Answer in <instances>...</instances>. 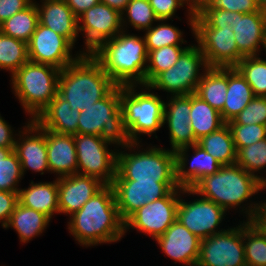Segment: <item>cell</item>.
<instances>
[{
	"label": "cell",
	"mask_w": 266,
	"mask_h": 266,
	"mask_svg": "<svg viewBox=\"0 0 266 266\" xmlns=\"http://www.w3.org/2000/svg\"><path fill=\"white\" fill-rule=\"evenodd\" d=\"M266 189V185L256 176L248 173L237 164L224 165L213 175L203 177L193 188H185V193L197 195L212 200L226 212L236 207L244 211L246 221H253L261 203L243 202L250 200L253 195ZM249 205V206H248ZM245 208V209H244Z\"/></svg>",
	"instance_id": "1"
},
{
	"label": "cell",
	"mask_w": 266,
	"mask_h": 266,
	"mask_svg": "<svg viewBox=\"0 0 266 266\" xmlns=\"http://www.w3.org/2000/svg\"><path fill=\"white\" fill-rule=\"evenodd\" d=\"M69 220V232L83 247L117 242L125 235L111 185H105Z\"/></svg>",
	"instance_id": "2"
},
{
	"label": "cell",
	"mask_w": 266,
	"mask_h": 266,
	"mask_svg": "<svg viewBox=\"0 0 266 266\" xmlns=\"http://www.w3.org/2000/svg\"><path fill=\"white\" fill-rule=\"evenodd\" d=\"M91 55L117 86L145 85L148 52L144 36L122 30Z\"/></svg>",
	"instance_id": "3"
},
{
	"label": "cell",
	"mask_w": 266,
	"mask_h": 266,
	"mask_svg": "<svg viewBox=\"0 0 266 266\" xmlns=\"http://www.w3.org/2000/svg\"><path fill=\"white\" fill-rule=\"evenodd\" d=\"M117 85L91 55L82 54L61 70L58 94L71 109L83 111L106 97Z\"/></svg>",
	"instance_id": "4"
},
{
	"label": "cell",
	"mask_w": 266,
	"mask_h": 266,
	"mask_svg": "<svg viewBox=\"0 0 266 266\" xmlns=\"http://www.w3.org/2000/svg\"><path fill=\"white\" fill-rule=\"evenodd\" d=\"M139 144L140 142H131L124 147L131 149L128 153L117 151L116 176L113 180L176 182L175 152L158 146L140 151L142 145Z\"/></svg>",
	"instance_id": "5"
},
{
	"label": "cell",
	"mask_w": 266,
	"mask_h": 266,
	"mask_svg": "<svg viewBox=\"0 0 266 266\" xmlns=\"http://www.w3.org/2000/svg\"><path fill=\"white\" fill-rule=\"evenodd\" d=\"M60 72L51 65L28 61L11 76L13 93L30 120H35L58 94Z\"/></svg>",
	"instance_id": "6"
},
{
	"label": "cell",
	"mask_w": 266,
	"mask_h": 266,
	"mask_svg": "<svg viewBox=\"0 0 266 266\" xmlns=\"http://www.w3.org/2000/svg\"><path fill=\"white\" fill-rule=\"evenodd\" d=\"M136 87L120 86L122 114L131 142H141L140 135L148 134L150 137L164 125V100L160 95L151 93L149 86L140 85V92H136Z\"/></svg>",
	"instance_id": "7"
},
{
	"label": "cell",
	"mask_w": 266,
	"mask_h": 266,
	"mask_svg": "<svg viewBox=\"0 0 266 266\" xmlns=\"http://www.w3.org/2000/svg\"><path fill=\"white\" fill-rule=\"evenodd\" d=\"M78 133L99 135L104 141L122 146L131 143L123 119L120 86L106 97L79 112Z\"/></svg>",
	"instance_id": "8"
},
{
	"label": "cell",
	"mask_w": 266,
	"mask_h": 266,
	"mask_svg": "<svg viewBox=\"0 0 266 266\" xmlns=\"http://www.w3.org/2000/svg\"><path fill=\"white\" fill-rule=\"evenodd\" d=\"M207 68L209 66L199 47L195 44L189 45L172 67L159 73L147 86L151 90L166 91L172 96L189 95L195 93ZM202 69L203 73H200Z\"/></svg>",
	"instance_id": "9"
},
{
	"label": "cell",
	"mask_w": 266,
	"mask_h": 266,
	"mask_svg": "<svg viewBox=\"0 0 266 266\" xmlns=\"http://www.w3.org/2000/svg\"><path fill=\"white\" fill-rule=\"evenodd\" d=\"M193 34L209 67H235L245 57L238 50L230 26L209 27L195 14Z\"/></svg>",
	"instance_id": "10"
},
{
	"label": "cell",
	"mask_w": 266,
	"mask_h": 266,
	"mask_svg": "<svg viewBox=\"0 0 266 266\" xmlns=\"http://www.w3.org/2000/svg\"><path fill=\"white\" fill-rule=\"evenodd\" d=\"M77 174L92 176L105 185H111L116 176L117 151L109 150L99 135L75 134Z\"/></svg>",
	"instance_id": "11"
},
{
	"label": "cell",
	"mask_w": 266,
	"mask_h": 266,
	"mask_svg": "<svg viewBox=\"0 0 266 266\" xmlns=\"http://www.w3.org/2000/svg\"><path fill=\"white\" fill-rule=\"evenodd\" d=\"M196 266H246L243 223L202 239Z\"/></svg>",
	"instance_id": "12"
},
{
	"label": "cell",
	"mask_w": 266,
	"mask_h": 266,
	"mask_svg": "<svg viewBox=\"0 0 266 266\" xmlns=\"http://www.w3.org/2000/svg\"><path fill=\"white\" fill-rule=\"evenodd\" d=\"M180 194H186L185 188L172 190L166 197L139 208L124 222L125 233L127 229L135 228L154 240L163 235L177 218Z\"/></svg>",
	"instance_id": "13"
},
{
	"label": "cell",
	"mask_w": 266,
	"mask_h": 266,
	"mask_svg": "<svg viewBox=\"0 0 266 266\" xmlns=\"http://www.w3.org/2000/svg\"><path fill=\"white\" fill-rule=\"evenodd\" d=\"M111 186L119 215L124 222L142 206L166 197L172 190L179 188L177 182L137 180H113Z\"/></svg>",
	"instance_id": "14"
},
{
	"label": "cell",
	"mask_w": 266,
	"mask_h": 266,
	"mask_svg": "<svg viewBox=\"0 0 266 266\" xmlns=\"http://www.w3.org/2000/svg\"><path fill=\"white\" fill-rule=\"evenodd\" d=\"M28 47L29 61L47 64L60 70L75 62L82 52L72 56L74 45L64 36L38 23L32 34Z\"/></svg>",
	"instance_id": "15"
},
{
	"label": "cell",
	"mask_w": 266,
	"mask_h": 266,
	"mask_svg": "<svg viewBox=\"0 0 266 266\" xmlns=\"http://www.w3.org/2000/svg\"><path fill=\"white\" fill-rule=\"evenodd\" d=\"M122 30L121 13L99 2L78 17V31L81 34L83 32L85 38V50L81 51L82 54H91Z\"/></svg>",
	"instance_id": "16"
},
{
	"label": "cell",
	"mask_w": 266,
	"mask_h": 266,
	"mask_svg": "<svg viewBox=\"0 0 266 266\" xmlns=\"http://www.w3.org/2000/svg\"><path fill=\"white\" fill-rule=\"evenodd\" d=\"M181 196L180 194L176 220L191 233L202 240L226 230H218L226 216V211L221 206L203 197L187 202Z\"/></svg>",
	"instance_id": "17"
},
{
	"label": "cell",
	"mask_w": 266,
	"mask_h": 266,
	"mask_svg": "<svg viewBox=\"0 0 266 266\" xmlns=\"http://www.w3.org/2000/svg\"><path fill=\"white\" fill-rule=\"evenodd\" d=\"M19 136L15 142L14 151L21 163L22 174L26 170L40 172H50L47 159V145L45 129H43L35 120H29L23 131H18ZM30 134V135H29Z\"/></svg>",
	"instance_id": "18"
},
{
	"label": "cell",
	"mask_w": 266,
	"mask_h": 266,
	"mask_svg": "<svg viewBox=\"0 0 266 266\" xmlns=\"http://www.w3.org/2000/svg\"><path fill=\"white\" fill-rule=\"evenodd\" d=\"M169 98L164 104L163 124L168 125L171 150L175 152L196 144L198 140L190 126L191 94Z\"/></svg>",
	"instance_id": "19"
},
{
	"label": "cell",
	"mask_w": 266,
	"mask_h": 266,
	"mask_svg": "<svg viewBox=\"0 0 266 266\" xmlns=\"http://www.w3.org/2000/svg\"><path fill=\"white\" fill-rule=\"evenodd\" d=\"M194 150L188 166L189 149ZM176 182L179 187L193 188L203 177L213 175L222 166L197 143L175 151Z\"/></svg>",
	"instance_id": "20"
},
{
	"label": "cell",
	"mask_w": 266,
	"mask_h": 266,
	"mask_svg": "<svg viewBox=\"0 0 266 266\" xmlns=\"http://www.w3.org/2000/svg\"><path fill=\"white\" fill-rule=\"evenodd\" d=\"M105 186L99 179L92 176L73 174L58 178L59 214L77 212L88 200Z\"/></svg>",
	"instance_id": "21"
},
{
	"label": "cell",
	"mask_w": 266,
	"mask_h": 266,
	"mask_svg": "<svg viewBox=\"0 0 266 266\" xmlns=\"http://www.w3.org/2000/svg\"><path fill=\"white\" fill-rule=\"evenodd\" d=\"M155 241L164 254L186 266H196L201 239L191 233L178 220H175L163 235Z\"/></svg>",
	"instance_id": "22"
},
{
	"label": "cell",
	"mask_w": 266,
	"mask_h": 266,
	"mask_svg": "<svg viewBox=\"0 0 266 266\" xmlns=\"http://www.w3.org/2000/svg\"><path fill=\"white\" fill-rule=\"evenodd\" d=\"M231 29L234 32L238 50L244 56L259 55L261 47L266 51V11L252 13L234 12Z\"/></svg>",
	"instance_id": "23"
},
{
	"label": "cell",
	"mask_w": 266,
	"mask_h": 266,
	"mask_svg": "<svg viewBox=\"0 0 266 266\" xmlns=\"http://www.w3.org/2000/svg\"><path fill=\"white\" fill-rule=\"evenodd\" d=\"M36 3L39 23L67 38L73 45L79 36L78 18L65 0H41Z\"/></svg>",
	"instance_id": "24"
},
{
	"label": "cell",
	"mask_w": 266,
	"mask_h": 266,
	"mask_svg": "<svg viewBox=\"0 0 266 266\" xmlns=\"http://www.w3.org/2000/svg\"><path fill=\"white\" fill-rule=\"evenodd\" d=\"M49 170L59 177L77 174L74 135L57 134L45 129Z\"/></svg>",
	"instance_id": "25"
},
{
	"label": "cell",
	"mask_w": 266,
	"mask_h": 266,
	"mask_svg": "<svg viewBox=\"0 0 266 266\" xmlns=\"http://www.w3.org/2000/svg\"><path fill=\"white\" fill-rule=\"evenodd\" d=\"M79 112L71 109L69 102L57 94L35 121L54 133L75 135L78 134Z\"/></svg>",
	"instance_id": "26"
},
{
	"label": "cell",
	"mask_w": 266,
	"mask_h": 266,
	"mask_svg": "<svg viewBox=\"0 0 266 266\" xmlns=\"http://www.w3.org/2000/svg\"><path fill=\"white\" fill-rule=\"evenodd\" d=\"M18 202L23 206L43 213L50 219L54 213H59L58 207V178L53 182L31 181L28 188L20 189Z\"/></svg>",
	"instance_id": "27"
},
{
	"label": "cell",
	"mask_w": 266,
	"mask_h": 266,
	"mask_svg": "<svg viewBox=\"0 0 266 266\" xmlns=\"http://www.w3.org/2000/svg\"><path fill=\"white\" fill-rule=\"evenodd\" d=\"M255 97L251 86L235 68H228V87L223 110L220 112L225 123L232 121Z\"/></svg>",
	"instance_id": "28"
},
{
	"label": "cell",
	"mask_w": 266,
	"mask_h": 266,
	"mask_svg": "<svg viewBox=\"0 0 266 266\" xmlns=\"http://www.w3.org/2000/svg\"><path fill=\"white\" fill-rule=\"evenodd\" d=\"M228 87V68L209 67L204 71L195 94L212 108L221 112L224 107Z\"/></svg>",
	"instance_id": "29"
},
{
	"label": "cell",
	"mask_w": 266,
	"mask_h": 266,
	"mask_svg": "<svg viewBox=\"0 0 266 266\" xmlns=\"http://www.w3.org/2000/svg\"><path fill=\"white\" fill-rule=\"evenodd\" d=\"M51 219L41 212L16 204L6 228H13L17 232L20 242L28 243L33 237L44 232Z\"/></svg>",
	"instance_id": "30"
},
{
	"label": "cell",
	"mask_w": 266,
	"mask_h": 266,
	"mask_svg": "<svg viewBox=\"0 0 266 266\" xmlns=\"http://www.w3.org/2000/svg\"><path fill=\"white\" fill-rule=\"evenodd\" d=\"M190 126L197 140L219 130L226 123L223 121L221 113L212 108L207 102L191 94Z\"/></svg>",
	"instance_id": "31"
},
{
	"label": "cell",
	"mask_w": 266,
	"mask_h": 266,
	"mask_svg": "<svg viewBox=\"0 0 266 266\" xmlns=\"http://www.w3.org/2000/svg\"><path fill=\"white\" fill-rule=\"evenodd\" d=\"M197 144L212 155L222 166L236 164L237 151L227 123L219 130L202 136Z\"/></svg>",
	"instance_id": "32"
},
{
	"label": "cell",
	"mask_w": 266,
	"mask_h": 266,
	"mask_svg": "<svg viewBox=\"0 0 266 266\" xmlns=\"http://www.w3.org/2000/svg\"><path fill=\"white\" fill-rule=\"evenodd\" d=\"M39 23V13L36 1L24 10L14 14L0 25V31L10 37L29 42Z\"/></svg>",
	"instance_id": "33"
},
{
	"label": "cell",
	"mask_w": 266,
	"mask_h": 266,
	"mask_svg": "<svg viewBox=\"0 0 266 266\" xmlns=\"http://www.w3.org/2000/svg\"><path fill=\"white\" fill-rule=\"evenodd\" d=\"M246 266H266V235L252 222L243 221Z\"/></svg>",
	"instance_id": "34"
},
{
	"label": "cell",
	"mask_w": 266,
	"mask_h": 266,
	"mask_svg": "<svg viewBox=\"0 0 266 266\" xmlns=\"http://www.w3.org/2000/svg\"><path fill=\"white\" fill-rule=\"evenodd\" d=\"M28 61L27 43L0 31V70L10 71L12 76Z\"/></svg>",
	"instance_id": "35"
},
{
	"label": "cell",
	"mask_w": 266,
	"mask_h": 266,
	"mask_svg": "<svg viewBox=\"0 0 266 266\" xmlns=\"http://www.w3.org/2000/svg\"><path fill=\"white\" fill-rule=\"evenodd\" d=\"M235 68L251 86L255 96L266 97V59L259 55L245 56Z\"/></svg>",
	"instance_id": "36"
},
{
	"label": "cell",
	"mask_w": 266,
	"mask_h": 266,
	"mask_svg": "<svg viewBox=\"0 0 266 266\" xmlns=\"http://www.w3.org/2000/svg\"><path fill=\"white\" fill-rule=\"evenodd\" d=\"M188 47L189 46L182 47L170 45L149 51L145 73V85L147 86L159 73L172 67Z\"/></svg>",
	"instance_id": "37"
},
{
	"label": "cell",
	"mask_w": 266,
	"mask_h": 266,
	"mask_svg": "<svg viewBox=\"0 0 266 266\" xmlns=\"http://www.w3.org/2000/svg\"><path fill=\"white\" fill-rule=\"evenodd\" d=\"M22 177L21 163L14 148L0 147V190L19 192Z\"/></svg>",
	"instance_id": "38"
},
{
	"label": "cell",
	"mask_w": 266,
	"mask_h": 266,
	"mask_svg": "<svg viewBox=\"0 0 266 266\" xmlns=\"http://www.w3.org/2000/svg\"><path fill=\"white\" fill-rule=\"evenodd\" d=\"M163 21L167 20H158L159 23L156 26L154 24L150 29L145 30L147 52L164 46H181L187 42L182 38L183 31Z\"/></svg>",
	"instance_id": "39"
},
{
	"label": "cell",
	"mask_w": 266,
	"mask_h": 266,
	"mask_svg": "<svg viewBox=\"0 0 266 266\" xmlns=\"http://www.w3.org/2000/svg\"><path fill=\"white\" fill-rule=\"evenodd\" d=\"M121 16L123 30H125L130 24L138 31H145L150 29L153 26V23L158 22L159 20L156 17L149 0H130L125 10L121 13Z\"/></svg>",
	"instance_id": "40"
},
{
	"label": "cell",
	"mask_w": 266,
	"mask_h": 266,
	"mask_svg": "<svg viewBox=\"0 0 266 266\" xmlns=\"http://www.w3.org/2000/svg\"><path fill=\"white\" fill-rule=\"evenodd\" d=\"M236 164L259 178L266 185V178L259 171L266 167V138L237 151ZM258 172V173H257Z\"/></svg>",
	"instance_id": "41"
},
{
	"label": "cell",
	"mask_w": 266,
	"mask_h": 266,
	"mask_svg": "<svg viewBox=\"0 0 266 266\" xmlns=\"http://www.w3.org/2000/svg\"><path fill=\"white\" fill-rule=\"evenodd\" d=\"M236 151L266 138V125L228 124Z\"/></svg>",
	"instance_id": "42"
},
{
	"label": "cell",
	"mask_w": 266,
	"mask_h": 266,
	"mask_svg": "<svg viewBox=\"0 0 266 266\" xmlns=\"http://www.w3.org/2000/svg\"><path fill=\"white\" fill-rule=\"evenodd\" d=\"M219 9L242 14L260 10L255 0H200L195 6V10Z\"/></svg>",
	"instance_id": "43"
},
{
	"label": "cell",
	"mask_w": 266,
	"mask_h": 266,
	"mask_svg": "<svg viewBox=\"0 0 266 266\" xmlns=\"http://www.w3.org/2000/svg\"><path fill=\"white\" fill-rule=\"evenodd\" d=\"M152 9L156 17L159 20H172L175 15V12L180 7H184V5H188V24L191 27L193 34V19L195 15V6L192 4L190 0H149ZM173 16V17H172Z\"/></svg>",
	"instance_id": "44"
},
{
	"label": "cell",
	"mask_w": 266,
	"mask_h": 266,
	"mask_svg": "<svg viewBox=\"0 0 266 266\" xmlns=\"http://www.w3.org/2000/svg\"><path fill=\"white\" fill-rule=\"evenodd\" d=\"M227 124L266 125V97L255 96L249 104Z\"/></svg>",
	"instance_id": "45"
},
{
	"label": "cell",
	"mask_w": 266,
	"mask_h": 266,
	"mask_svg": "<svg viewBox=\"0 0 266 266\" xmlns=\"http://www.w3.org/2000/svg\"><path fill=\"white\" fill-rule=\"evenodd\" d=\"M195 14L209 27H232L234 21V11L195 10Z\"/></svg>",
	"instance_id": "46"
},
{
	"label": "cell",
	"mask_w": 266,
	"mask_h": 266,
	"mask_svg": "<svg viewBox=\"0 0 266 266\" xmlns=\"http://www.w3.org/2000/svg\"><path fill=\"white\" fill-rule=\"evenodd\" d=\"M18 193L0 190V223L6 229L11 214L18 203Z\"/></svg>",
	"instance_id": "47"
},
{
	"label": "cell",
	"mask_w": 266,
	"mask_h": 266,
	"mask_svg": "<svg viewBox=\"0 0 266 266\" xmlns=\"http://www.w3.org/2000/svg\"><path fill=\"white\" fill-rule=\"evenodd\" d=\"M34 0H0V25L14 14L24 10Z\"/></svg>",
	"instance_id": "48"
},
{
	"label": "cell",
	"mask_w": 266,
	"mask_h": 266,
	"mask_svg": "<svg viewBox=\"0 0 266 266\" xmlns=\"http://www.w3.org/2000/svg\"><path fill=\"white\" fill-rule=\"evenodd\" d=\"M13 128L0 115V147L14 148L16 137L13 135Z\"/></svg>",
	"instance_id": "49"
},
{
	"label": "cell",
	"mask_w": 266,
	"mask_h": 266,
	"mask_svg": "<svg viewBox=\"0 0 266 266\" xmlns=\"http://www.w3.org/2000/svg\"><path fill=\"white\" fill-rule=\"evenodd\" d=\"M65 2L78 18L82 13L97 5L100 0H65Z\"/></svg>",
	"instance_id": "50"
},
{
	"label": "cell",
	"mask_w": 266,
	"mask_h": 266,
	"mask_svg": "<svg viewBox=\"0 0 266 266\" xmlns=\"http://www.w3.org/2000/svg\"><path fill=\"white\" fill-rule=\"evenodd\" d=\"M100 2L122 13L130 0H100Z\"/></svg>",
	"instance_id": "51"
},
{
	"label": "cell",
	"mask_w": 266,
	"mask_h": 266,
	"mask_svg": "<svg viewBox=\"0 0 266 266\" xmlns=\"http://www.w3.org/2000/svg\"><path fill=\"white\" fill-rule=\"evenodd\" d=\"M261 202L256 219L266 228V200Z\"/></svg>",
	"instance_id": "52"
},
{
	"label": "cell",
	"mask_w": 266,
	"mask_h": 266,
	"mask_svg": "<svg viewBox=\"0 0 266 266\" xmlns=\"http://www.w3.org/2000/svg\"><path fill=\"white\" fill-rule=\"evenodd\" d=\"M257 6L261 9L266 11V0H255Z\"/></svg>",
	"instance_id": "53"
},
{
	"label": "cell",
	"mask_w": 266,
	"mask_h": 266,
	"mask_svg": "<svg viewBox=\"0 0 266 266\" xmlns=\"http://www.w3.org/2000/svg\"><path fill=\"white\" fill-rule=\"evenodd\" d=\"M252 222L266 235V228L256 218Z\"/></svg>",
	"instance_id": "54"
},
{
	"label": "cell",
	"mask_w": 266,
	"mask_h": 266,
	"mask_svg": "<svg viewBox=\"0 0 266 266\" xmlns=\"http://www.w3.org/2000/svg\"><path fill=\"white\" fill-rule=\"evenodd\" d=\"M194 6L200 1V0H190Z\"/></svg>",
	"instance_id": "55"
}]
</instances>
